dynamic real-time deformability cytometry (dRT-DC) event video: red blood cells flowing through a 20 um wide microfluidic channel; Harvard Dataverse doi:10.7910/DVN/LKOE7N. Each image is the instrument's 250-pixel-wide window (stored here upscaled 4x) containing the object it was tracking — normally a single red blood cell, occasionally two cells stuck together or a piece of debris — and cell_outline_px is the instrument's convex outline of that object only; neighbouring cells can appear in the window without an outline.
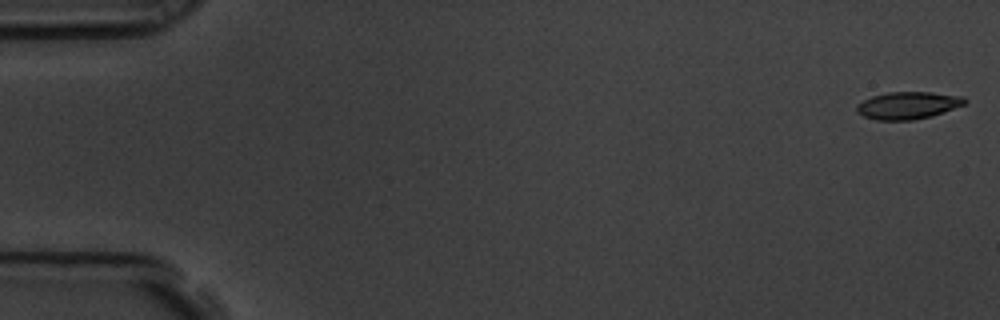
{"species": "common noctule bat (a hibernating species)", "species_latin": "Nyctalus noctula", "temperature_condition": "room temperature", "stored_images_in_passage": 5, "camera_frame_rate_fps": 3000, "um_per_image_px": 0.085, "animal": {"sex": "male", "body_mass_g": 19.5, "forearm_length_mm": 54.6}, "frame": {"image": 1, "passage_image": 1, "time_ms": 0.0, "image_size_px": [1000, 320], "cell_outline_px": [[968, 100], [964, 104], [932, 116], [912, 120], [876, 120], [864, 116], [856, 112], [856, 104], [872, 96], [888, 92], [932, 92], [964, 96]], "centroid_in_image_um": [77.17, 8.95], "position_along_channel_um": 7.8, "area_um2": 17.22}}